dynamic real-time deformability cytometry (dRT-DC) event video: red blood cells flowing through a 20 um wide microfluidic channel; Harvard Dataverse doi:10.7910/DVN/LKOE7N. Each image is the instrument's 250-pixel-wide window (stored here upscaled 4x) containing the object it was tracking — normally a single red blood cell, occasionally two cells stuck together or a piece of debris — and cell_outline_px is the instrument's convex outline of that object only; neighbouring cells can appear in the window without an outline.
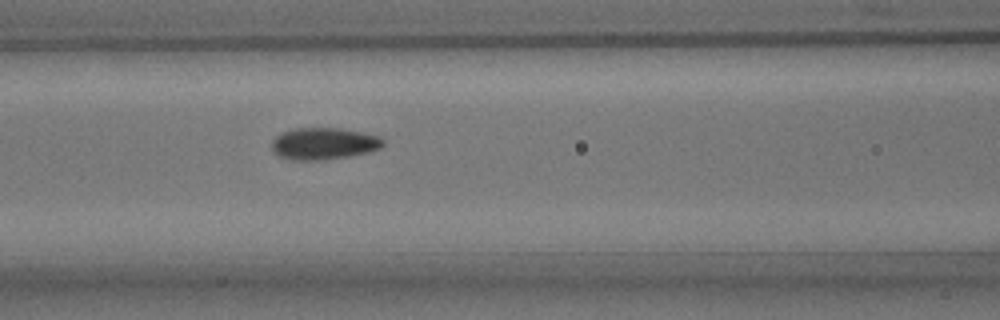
{"species": "common noctule bat (a hibernating species)", "species_latin": "Nyctalus noctula", "temperature_condition": "room temperature", "stored_images_in_passage": 5, "camera_frame_rate_fps": 3000, "um_per_image_px": 0.085, "animal": {"sex": "male", "body_mass_g": 15.6}, "frame": {"image": 1, "passage_image": 5, "time_ms": 5.667, "image_size_px": [1000, 320], "cell_outline_px": [[384, 144], [380, 148], [368, 152], [352, 156], [324, 160], [292, 160], [276, 156], [272, 152], [272, 140], [280, 132], [292, 128], [340, 128], [380, 136], [384, 140]], "centroid_in_image_um": [27.48, 12.21], "position_along_channel_um": 139.1, "area_um2": 21.04}}